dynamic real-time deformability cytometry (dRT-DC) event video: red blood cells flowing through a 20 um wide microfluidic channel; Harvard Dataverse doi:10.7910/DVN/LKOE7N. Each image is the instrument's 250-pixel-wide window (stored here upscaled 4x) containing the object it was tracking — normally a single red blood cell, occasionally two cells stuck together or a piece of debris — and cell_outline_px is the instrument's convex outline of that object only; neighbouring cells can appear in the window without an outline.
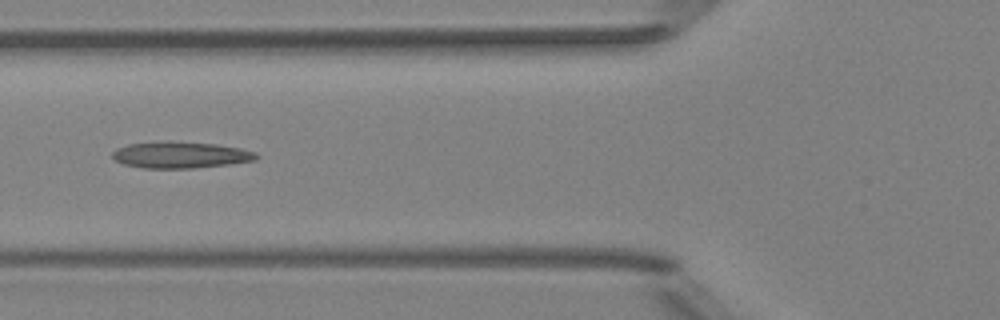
{"species": "Egyptian fruit bat (a non-hibernating species)", "species_latin": "Rousettus aegyptiacus", "temperature_condition": "room temperature", "stored_images_in_passage": 6, "camera_frame_rate_fps": 3000, "um_per_image_px": 0.085, "animal": {"sex": "female"}, "frame": {"image": 1, "passage_image": 5, "time_ms": 4.667, "image_size_px": [1000, 320], "cell_outline_px": [[260, 156], [256, 160], [232, 164], [192, 168], [144, 168], [124, 164], [116, 160], [112, 156], [112, 152], [116, 148], [128, 144], [168, 140], [216, 144], [240, 148], [256, 152]], "centroid_in_image_um": [15.36, 13.16], "position_along_channel_um": 110.4, "area_um2": 22.43}}
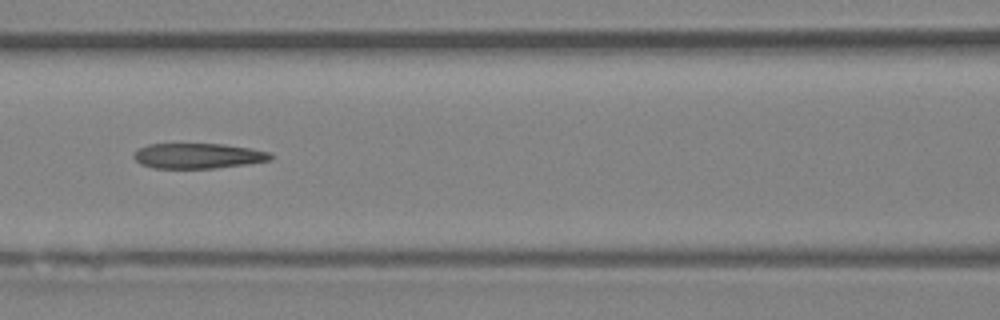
{"frame": {"image": 2, "passage_image": 6, "time_ms": 5.667, "image_size_px": [1000, 320], "cell_outline_px": [[272, 160], [244, 164], [212, 168], [152, 168], [140, 164], [132, 156], [140, 148], [148, 144], [224, 144], [252, 148], [268, 152], [272, 156]], "centroid_in_image_um": [16.82, 13.24], "position_along_channel_um": 149.8, "area_um2": 20.0}}